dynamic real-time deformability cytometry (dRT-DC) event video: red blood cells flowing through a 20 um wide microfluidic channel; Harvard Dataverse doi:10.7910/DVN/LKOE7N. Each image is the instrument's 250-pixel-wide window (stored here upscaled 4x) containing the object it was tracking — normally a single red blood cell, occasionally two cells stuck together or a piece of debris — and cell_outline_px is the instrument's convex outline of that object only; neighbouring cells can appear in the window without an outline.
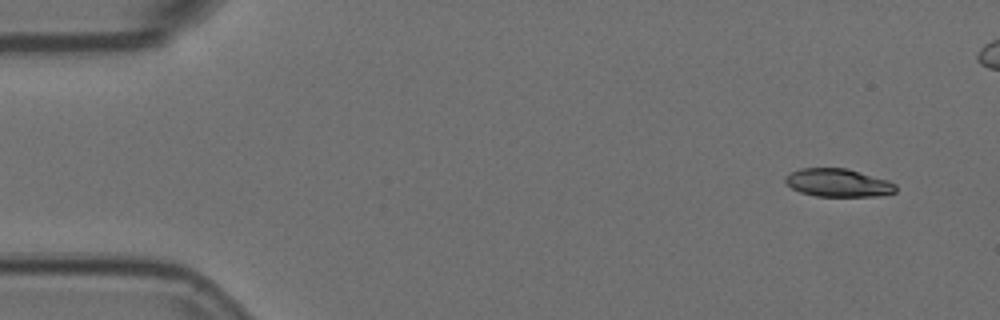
{"species": "Egyptian fruit bat (a non-hibernating species)", "species_latin": "Rousettus aegyptiacus", "temperature_condition": "room temperature", "stored_images_in_passage": 9, "segment_of_instrument_passage": [1, 2], "camera_frame_rate_fps": 3000, "um_per_image_px": 0.085, "animal": {"sex": "female"}, "frame": {"image": 1, "passage_image": 1, "time_ms": 0.0, "image_size_px": [1000, 320], "cell_outline_px": [[896, 192], [880, 196], [816, 196], [800, 192], [792, 188], [784, 180], [792, 172], [800, 168], [848, 168], [888, 180], [896, 184]], "centroid_in_image_um": [71.28, 15.54], "position_along_channel_um": 13.7, "area_um2": 18.03}}
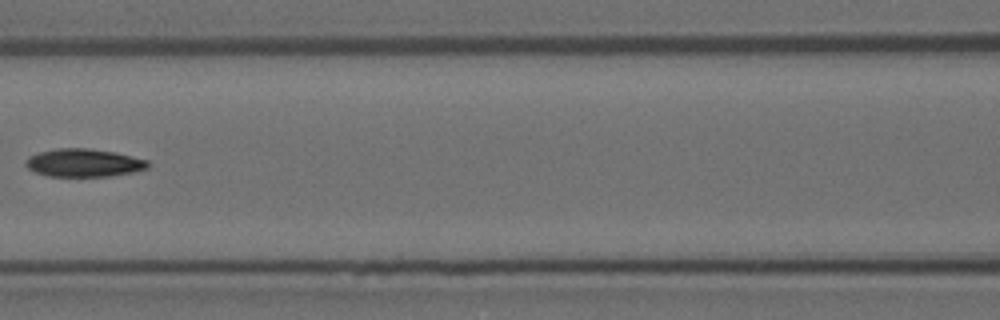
{"frame": {"image": 2, "passage_image": 7, "time_ms": 2.0, "image_size_px": [1000, 320], "cell_outline_px": [[152, 164], [148, 168], [132, 172], [108, 176], [48, 176], [36, 172], [28, 168], [24, 164], [28, 156], [36, 152], [56, 148], [88, 148], [116, 152], [148, 160]], "centroid_in_image_um": [7.12, 13.82], "position_along_channel_um": 159.5, "area_um2": 20.11}}
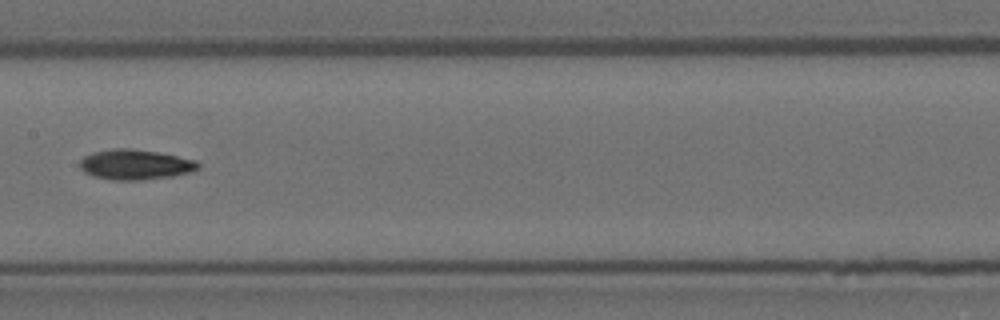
{"frame": {"image": 3, "passage_image": 8, "time_ms": 2.333, "image_size_px": [1000, 320], "cell_outline_px": [[200, 168], [192, 172], [172, 176], [144, 180], [112, 180], [92, 176], [84, 172], [80, 168], [80, 160], [84, 156], [92, 152], [116, 148], [128, 148], [156, 152], [196, 160], [200, 164]], "centroid_in_image_um": [11.49, 14.0], "position_along_channel_um": 195.9, "area_um2": 20.87}}